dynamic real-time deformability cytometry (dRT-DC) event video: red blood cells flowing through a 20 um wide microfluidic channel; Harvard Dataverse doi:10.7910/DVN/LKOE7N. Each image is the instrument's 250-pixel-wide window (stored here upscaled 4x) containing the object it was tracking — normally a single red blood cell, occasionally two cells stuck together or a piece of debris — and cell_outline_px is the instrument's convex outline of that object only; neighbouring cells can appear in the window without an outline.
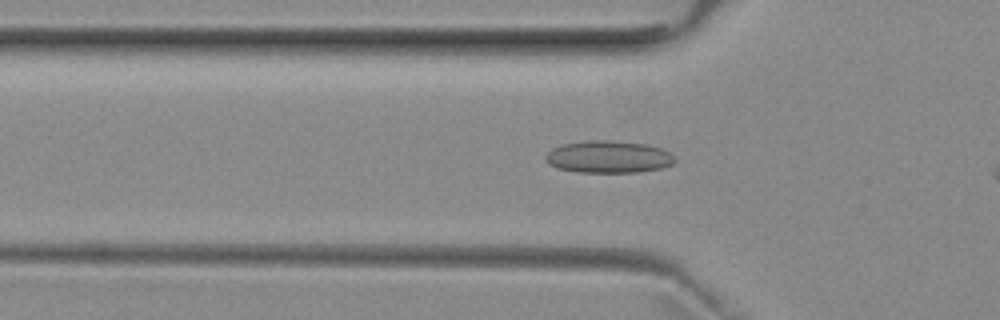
{"species": "common noctule bat (a hibernating species)", "species_latin": "Nyctalus noctula", "temperature_condition": "room temperature", "stored_images_in_passage": 30, "camera_frame_rate_fps": 3000, "um_per_image_px": 0.085, "animal": {"sex": "female", "body_mass_g": 29.2, "forearm_length_mm": 56.3}, "frame": {"image": 1, "passage_image": 3, "time_ms": 0.667, "image_size_px": [1000, 320], "cell_outline_px": [[676, 160], [672, 164], [660, 168], [636, 172], [576, 172], [556, 168], [548, 164], [544, 160], [544, 156], [552, 148], [564, 144], [584, 140], [608, 140], [648, 144], [660, 148], [676, 156]], "centroid_in_image_um": [51.69, 13.33], "position_along_channel_um": 74.1, "area_um2": 24.45}}
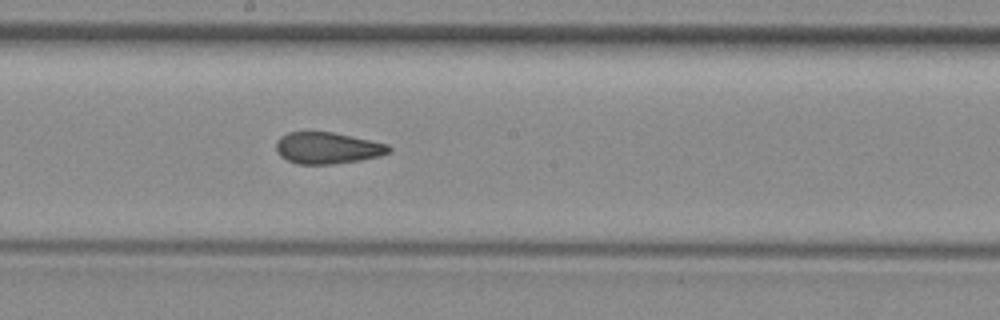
{"frame": {"image": 2, "passage_image": 14, "time_ms": 4.333, "image_size_px": [1000, 320], "cell_outline_px": [[392, 152], [380, 156], [360, 160], [332, 164], [296, 164], [280, 156], [276, 152], [276, 140], [280, 136], [288, 132], [332, 132], [388, 144], [392, 148]], "centroid_in_image_um": [27.82, 12.58], "position_along_channel_um": 220.4, "area_um2": 20.81}}
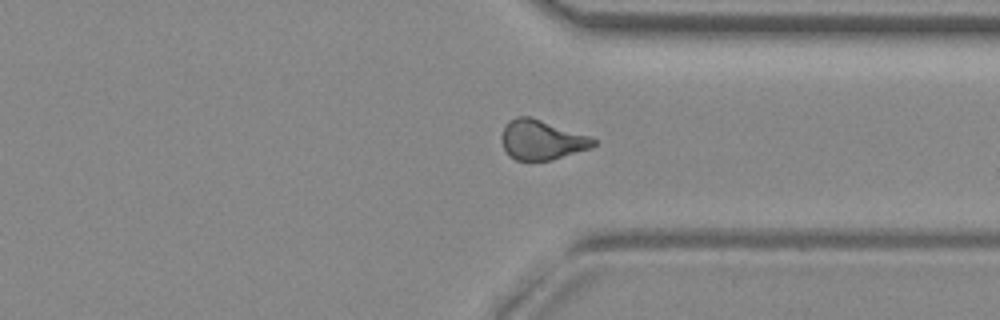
{"frame": {"image": 3, "passage_image": 25, "time_ms": 8.0, "image_size_px": [1000, 320], "cell_outline_px": [[600, 140], [596, 144], [588, 148], [552, 160], [516, 160], [504, 148], [500, 140], [500, 136], [508, 120], [516, 116], [528, 116], [592, 136]], "centroid_in_image_um": [46.06, 11.87], "position_along_channel_um": 365.3, "area_um2": 21.21}}